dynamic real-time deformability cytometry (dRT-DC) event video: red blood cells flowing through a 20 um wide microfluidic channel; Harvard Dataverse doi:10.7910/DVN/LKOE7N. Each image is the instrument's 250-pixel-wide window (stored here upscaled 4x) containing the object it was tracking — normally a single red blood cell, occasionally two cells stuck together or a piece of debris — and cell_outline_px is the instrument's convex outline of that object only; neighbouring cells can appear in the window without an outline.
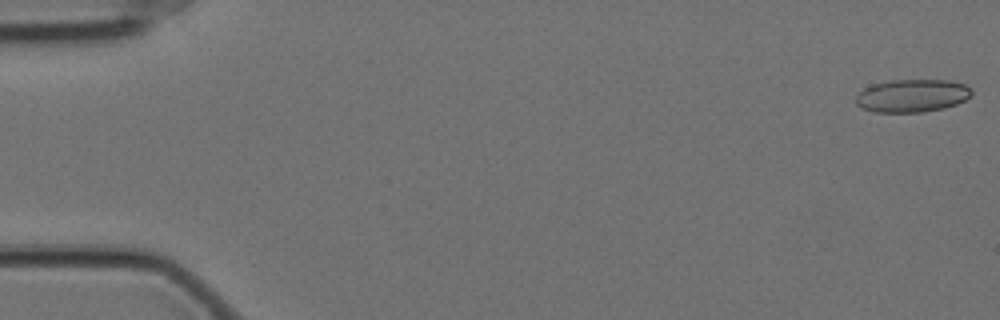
{"species": "Egyptian fruit bat (a non-hibernating species)", "species_latin": "Rousettus aegyptiacus", "temperature_condition": "cold", "stored_images_in_passage": 54, "camera_frame_rate_fps": 3000, "um_per_image_px": 0.085, "animal": {"sex": "female"}, "frame": {"image": 1, "passage_image": 1, "time_ms": 0.0, "image_size_px": [1000, 320], "cell_outline_px": [[972, 96], [956, 104], [944, 108], [924, 112], [872, 112], [860, 108], [856, 104], [856, 96], [864, 88], [872, 84], [892, 80], [948, 80], [964, 84], [972, 92]], "centroid_in_image_um": [77.5, 8.14], "position_along_channel_um": 7.5, "area_um2": 22.25}}
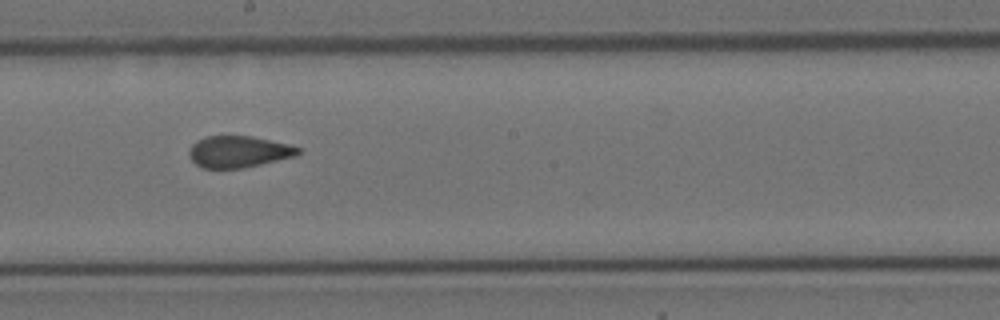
{"frame": {"image": 2, "passage_image": 32, "time_ms": 10.333, "image_size_px": [1000, 320], "cell_outline_px": [[300, 152], [296, 156], [244, 168], [200, 168], [188, 156], [188, 152], [192, 144], [196, 140], [208, 136], [252, 136], [288, 144], [300, 148]], "centroid_in_image_um": [20.25, 12.9], "position_along_channel_um": 227.9, "area_um2": 20.11}}
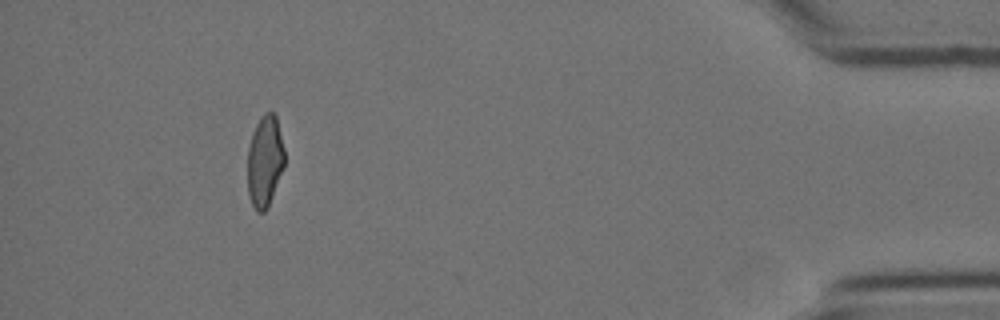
{"frame": {"image": 3, "passage_image": 53, "time_ms": 17.333, "image_size_px": [1000, 320], "cell_outline_px": [[284, 168], [268, 208], [264, 212], [256, 212], [248, 196], [248, 148], [252, 132], [260, 116], [264, 112], [272, 112], [276, 116], [284, 148]], "centroid_in_image_um": [22.51, 13.71], "position_along_channel_um": 412.7, "area_um2": 19.94}, "authors_computed_cell_mechanics": {"area_um2": 21.3282, "velocity_mm_per_s": 3.5246, "shape_relaxation_time_tau1_ms": null, "shape_relaxation_time_tau2_ms": 1.4813, "deformation_change_tau1": null, "deformation_change_tau2": 0.0831}}